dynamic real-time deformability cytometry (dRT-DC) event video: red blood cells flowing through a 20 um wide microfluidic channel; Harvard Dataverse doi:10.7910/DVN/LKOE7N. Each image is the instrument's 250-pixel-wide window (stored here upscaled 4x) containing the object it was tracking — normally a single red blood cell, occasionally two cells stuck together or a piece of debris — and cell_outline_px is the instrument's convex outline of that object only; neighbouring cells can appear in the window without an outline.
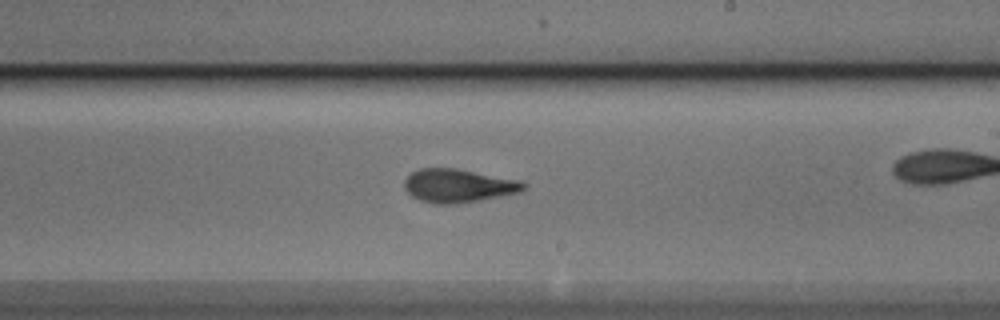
{"species": "Egyptian fruit bat (a non-hibernating species)", "species_latin": "Rousettus aegyptiacus", "temperature_condition": "cold", "stored_images_in_passage": 37, "camera_frame_rate_fps": 3000, "um_per_image_px": 0.085, "animal": {"sex": "male"}, "frame": {"image": 1, "passage_image": 22, "time_ms": 7.0, "image_size_px": [1000, 320], "cell_outline_px": [[528, 184], [520, 192], [500, 196], [456, 204], [436, 204], [420, 200], [412, 196], [404, 188], [404, 180], [412, 172], [420, 168], [456, 168], [516, 180]], "centroid_in_image_um": [38.91, 15.79], "position_along_channel_um": 250.1, "area_um2": 22.95}}